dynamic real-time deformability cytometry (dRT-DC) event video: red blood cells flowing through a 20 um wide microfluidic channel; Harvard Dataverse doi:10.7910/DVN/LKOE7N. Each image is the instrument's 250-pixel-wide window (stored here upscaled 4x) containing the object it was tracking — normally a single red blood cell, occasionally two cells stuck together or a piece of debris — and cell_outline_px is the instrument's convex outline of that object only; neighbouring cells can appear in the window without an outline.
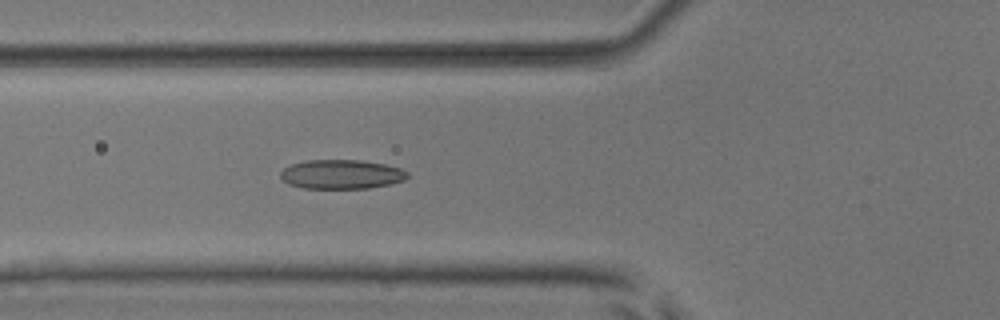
{"species": "common noctule bat (a hibernating species)", "species_latin": "Nyctalus noctula", "temperature_condition": "room temperature", "stored_images_in_passage": 5, "camera_frame_rate_fps": 3000, "um_per_image_px": 0.085, "animal": {"sex": "male", "body_mass_g": 17.9, "forearm_length_mm": 54.2}, "frame": {"image": 1, "passage_image": 5, "time_ms": 5.667, "image_size_px": [1000, 320], "cell_outline_px": [[408, 176], [404, 180], [388, 184], [368, 188], [304, 188], [288, 184], [280, 176], [280, 172], [284, 168], [292, 164], [308, 160], [360, 160], [384, 164], [400, 168], [408, 172]], "centroid_in_image_um": [29.01, 14.81], "position_along_channel_um": 96.8, "area_um2": 21.44}}